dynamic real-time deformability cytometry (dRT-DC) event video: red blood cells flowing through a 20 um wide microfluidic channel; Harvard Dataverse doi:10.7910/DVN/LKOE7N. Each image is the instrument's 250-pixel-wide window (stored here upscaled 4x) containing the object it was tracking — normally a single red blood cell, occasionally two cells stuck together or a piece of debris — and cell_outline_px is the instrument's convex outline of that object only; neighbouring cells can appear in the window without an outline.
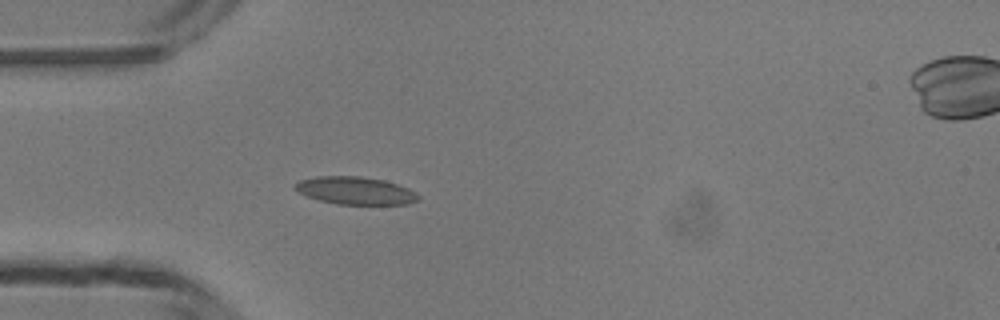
{"species": "common noctule bat (a hibernating species)", "species_latin": "Nyctalus noctula", "temperature_condition": "room temperature", "stored_images_in_passage": 36, "camera_frame_rate_fps": 3000, "um_per_image_px": 0.085, "animal": {"sex": "male", "body_mass_g": 13.3}, "frame": {"image": 1, "passage_image": 1, "time_ms": 0.0, "image_size_px": [1000, 320], "cell_outline_px": [[420, 196], [416, 200], [408, 204], [336, 204], [320, 200], [308, 196], [292, 188], [292, 184], [300, 180], [316, 176], [360, 176], [384, 180], [408, 188]], "centroid_in_image_um": [30.16, 16.19], "position_along_channel_um": 54.8, "area_um2": 19.77}}
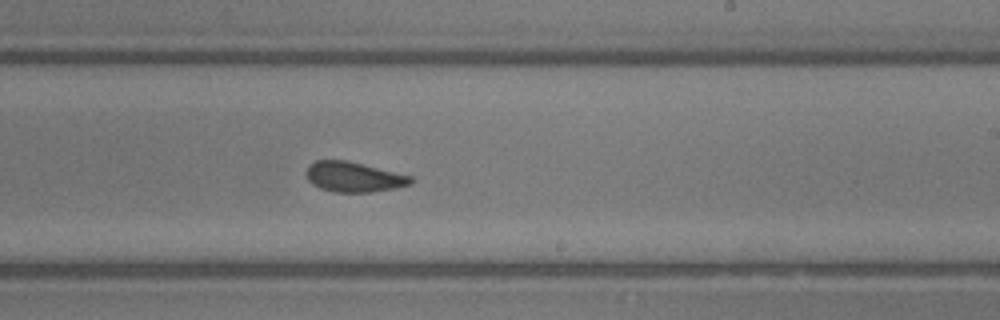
{"frame": {"image": 2, "passage_image": 16, "time_ms": 5.0, "image_size_px": [1000, 320], "cell_outline_px": [[412, 184], [396, 188], [372, 192], [332, 192], [320, 188], [312, 184], [308, 180], [304, 172], [308, 164], [316, 160], [344, 160], [412, 176]], "centroid_in_image_um": [30.01, 15.05], "position_along_channel_um": 259.0, "area_um2": 18.38}}
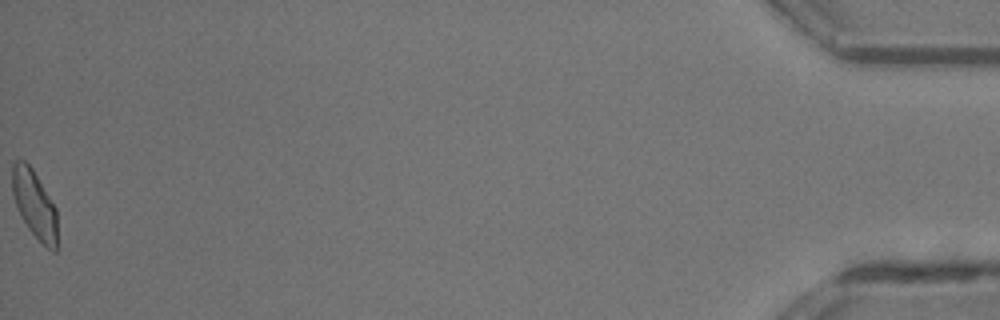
{"frame": {"image": 3, "passage_image": 36, "time_ms": 11.667, "image_size_px": [1000, 320], "cell_outline_px": [[56, 252], [52, 252], [28, 228], [16, 204], [12, 192], [12, 164], [16, 160], [24, 160], [32, 168], [56, 208]], "centroid_in_image_um": [2.92, 17.33], "position_along_channel_um": 432.3, "area_um2": 17.34}, "authors_computed_cell_mechanics": {"area_um2": 18.5827, "velocity_mm_per_s": 4.2127, "shape_relaxation_time_tau1_ms": 2.6021, "shape_relaxation_time_tau2_ms": 1.0897, "deformation_change_tau1": 0.1071, "deformation_change_tau2": 0.0847}}